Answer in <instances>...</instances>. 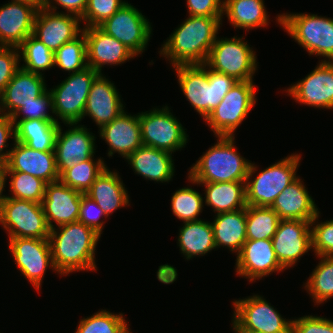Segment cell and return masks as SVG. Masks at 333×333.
<instances>
[{
	"instance_id": "1",
	"label": "cell",
	"mask_w": 333,
	"mask_h": 333,
	"mask_svg": "<svg viewBox=\"0 0 333 333\" xmlns=\"http://www.w3.org/2000/svg\"><path fill=\"white\" fill-rule=\"evenodd\" d=\"M222 18L189 15L162 45L160 55L170 60L173 67L206 63Z\"/></svg>"
},
{
	"instance_id": "2",
	"label": "cell",
	"mask_w": 333,
	"mask_h": 333,
	"mask_svg": "<svg viewBox=\"0 0 333 333\" xmlns=\"http://www.w3.org/2000/svg\"><path fill=\"white\" fill-rule=\"evenodd\" d=\"M57 228H52L49 235L57 273L68 275L74 271H97L95 250L101 236L78 221Z\"/></svg>"
},
{
	"instance_id": "3",
	"label": "cell",
	"mask_w": 333,
	"mask_h": 333,
	"mask_svg": "<svg viewBox=\"0 0 333 333\" xmlns=\"http://www.w3.org/2000/svg\"><path fill=\"white\" fill-rule=\"evenodd\" d=\"M173 68L184 96L203 119L222 102L237 82L234 77L216 72L205 63Z\"/></svg>"
},
{
	"instance_id": "4",
	"label": "cell",
	"mask_w": 333,
	"mask_h": 333,
	"mask_svg": "<svg viewBox=\"0 0 333 333\" xmlns=\"http://www.w3.org/2000/svg\"><path fill=\"white\" fill-rule=\"evenodd\" d=\"M211 146L188 171L196 183L246 182L251 161L236 150L234 136H217Z\"/></svg>"
},
{
	"instance_id": "5",
	"label": "cell",
	"mask_w": 333,
	"mask_h": 333,
	"mask_svg": "<svg viewBox=\"0 0 333 333\" xmlns=\"http://www.w3.org/2000/svg\"><path fill=\"white\" fill-rule=\"evenodd\" d=\"M317 15L283 13L278 14L276 21L309 55L333 62V18Z\"/></svg>"
},
{
	"instance_id": "6",
	"label": "cell",
	"mask_w": 333,
	"mask_h": 333,
	"mask_svg": "<svg viewBox=\"0 0 333 333\" xmlns=\"http://www.w3.org/2000/svg\"><path fill=\"white\" fill-rule=\"evenodd\" d=\"M300 160L299 154L288 155L259 172L253 179L258 166L250 163L245 182L246 204L270 207L276 197L298 177L296 172Z\"/></svg>"
},
{
	"instance_id": "7",
	"label": "cell",
	"mask_w": 333,
	"mask_h": 333,
	"mask_svg": "<svg viewBox=\"0 0 333 333\" xmlns=\"http://www.w3.org/2000/svg\"><path fill=\"white\" fill-rule=\"evenodd\" d=\"M253 81H237L222 102L204 119L216 136H235L234 132L256 103Z\"/></svg>"
},
{
	"instance_id": "8",
	"label": "cell",
	"mask_w": 333,
	"mask_h": 333,
	"mask_svg": "<svg viewBox=\"0 0 333 333\" xmlns=\"http://www.w3.org/2000/svg\"><path fill=\"white\" fill-rule=\"evenodd\" d=\"M257 56L243 36L220 39L211 47L206 65L219 73L234 77L237 81H253L257 70Z\"/></svg>"
},
{
	"instance_id": "9",
	"label": "cell",
	"mask_w": 333,
	"mask_h": 333,
	"mask_svg": "<svg viewBox=\"0 0 333 333\" xmlns=\"http://www.w3.org/2000/svg\"><path fill=\"white\" fill-rule=\"evenodd\" d=\"M68 75L59 85L49 90L54 115L65 125L78 124L83 119L89 91L99 73L88 66Z\"/></svg>"
},
{
	"instance_id": "10",
	"label": "cell",
	"mask_w": 333,
	"mask_h": 333,
	"mask_svg": "<svg viewBox=\"0 0 333 333\" xmlns=\"http://www.w3.org/2000/svg\"><path fill=\"white\" fill-rule=\"evenodd\" d=\"M233 303V331L256 333H291L292 320L281 314L260 295H253Z\"/></svg>"
},
{
	"instance_id": "11",
	"label": "cell",
	"mask_w": 333,
	"mask_h": 333,
	"mask_svg": "<svg viewBox=\"0 0 333 333\" xmlns=\"http://www.w3.org/2000/svg\"><path fill=\"white\" fill-rule=\"evenodd\" d=\"M0 224L11 238L49 239L47 224L41 203L7 197L0 208Z\"/></svg>"
},
{
	"instance_id": "12",
	"label": "cell",
	"mask_w": 333,
	"mask_h": 333,
	"mask_svg": "<svg viewBox=\"0 0 333 333\" xmlns=\"http://www.w3.org/2000/svg\"><path fill=\"white\" fill-rule=\"evenodd\" d=\"M170 111L166 105L138 113L143 145L171 154L185 147L188 143L186 129Z\"/></svg>"
},
{
	"instance_id": "13",
	"label": "cell",
	"mask_w": 333,
	"mask_h": 333,
	"mask_svg": "<svg viewBox=\"0 0 333 333\" xmlns=\"http://www.w3.org/2000/svg\"><path fill=\"white\" fill-rule=\"evenodd\" d=\"M98 27L137 56L144 52L152 34L149 19L128 2Z\"/></svg>"
},
{
	"instance_id": "14",
	"label": "cell",
	"mask_w": 333,
	"mask_h": 333,
	"mask_svg": "<svg viewBox=\"0 0 333 333\" xmlns=\"http://www.w3.org/2000/svg\"><path fill=\"white\" fill-rule=\"evenodd\" d=\"M8 249L17 268L38 291L48 267L57 272L51 255L49 239L11 238Z\"/></svg>"
},
{
	"instance_id": "15",
	"label": "cell",
	"mask_w": 333,
	"mask_h": 333,
	"mask_svg": "<svg viewBox=\"0 0 333 333\" xmlns=\"http://www.w3.org/2000/svg\"><path fill=\"white\" fill-rule=\"evenodd\" d=\"M271 240L279 263L285 269L291 268L312 250L311 221L280 220Z\"/></svg>"
},
{
	"instance_id": "16",
	"label": "cell",
	"mask_w": 333,
	"mask_h": 333,
	"mask_svg": "<svg viewBox=\"0 0 333 333\" xmlns=\"http://www.w3.org/2000/svg\"><path fill=\"white\" fill-rule=\"evenodd\" d=\"M285 91L298 103L333 109V62H319L310 74Z\"/></svg>"
},
{
	"instance_id": "17",
	"label": "cell",
	"mask_w": 333,
	"mask_h": 333,
	"mask_svg": "<svg viewBox=\"0 0 333 333\" xmlns=\"http://www.w3.org/2000/svg\"><path fill=\"white\" fill-rule=\"evenodd\" d=\"M80 23L81 18L74 14L39 8L34 20L33 35L55 53L64 43L82 33Z\"/></svg>"
},
{
	"instance_id": "18",
	"label": "cell",
	"mask_w": 333,
	"mask_h": 333,
	"mask_svg": "<svg viewBox=\"0 0 333 333\" xmlns=\"http://www.w3.org/2000/svg\"><path fill=\"white\" fill-rule=\"evenodd\" d=\"M67 125L70 129L64 132L59 127L55 141L54 153L60 176L80 161L92 158L96 152V137L87 127L77 123Z\"/></svg>"
},
{
	"instance_id": "19",
	"label": "cell",
	"mask_w": 333,
	"mask_h": 333,
	"mask_svg": "<svg viewBox=\"0 0 333 333\" xmlns=\"http://www.w3.org/2000/svg\"><path fill=\"white\" fill-rule=\"evenodd\" d=\"M236 273L249 282L286 270L278 261L271 239L246 240L236 258Z\"/></svg>"
},
{
	"instance_id": "20",
	"label": "cell",
	"mask_w": 333,
	"mask_h": 333,
	"mask_svg": "<svg viewBox=\"0 0 333 333\" xmlns=\"http://www.w3.org/2000/svg\"><path fill=\"white\" fill-rule=\"evenodd\" d=\"M5 172H23L43 180L46 184L59 181L54 151H38L14 141Z\"/></svg>"
},
{
	"instance_id": "21",
	"label": "cell",
	"mask_w": 333,
	"mask_h": 333,
	"mask_svg": "<svg viewBox=\"0 0 333 333\" xmlns=\"http://www.w3.org/2000/svg\"><path fill=\"white\" fill-rule=\"evenodd\" d=\"M82 194L60 180L46 184L41 204L50 229L78 221Z\"/></svg>"
},
{
	"instance_id": "22",
	"label": "cell",
	"mask_w": 333,
	"mask_h": 333,
	"mask_svg": "<svg viewBox=\"0 0 333 333\" xmlns=\"http://www.w3.org/2000/svg\"><path fill=\"white\" fill-rule=\"evenodd\" d=\"M86 37L87 64L99 74L104 65H120L136 56L119 40L106 34L99 27L83 28Z\"/></svg>"
},
{
	"instance_id": "23",
	"label": "cell",
	"mask_w": 333,
	"mask_h": 333,
	"mask_svg": "<svg viewBox=\"0 0 333 333\" xmlns=\"http://www.w3.org/2000/svg\"><path fill=\"white\" fill-rule=\"evenodd\" d=\"M37 11L35 5L13 0L0 7V46L18 48L33 34Z\"/></svg>"
},
{
	"instance_id": "24",
	"label": "cell",
	"mask_w": 333,
	"mask_h": 333,
	"mask_svg": "<svg viewBox=\"0 0 333 333\" xmlns=\"http://www.w3.org/2000/svg\"><path fill=\"white\" fill-rule=\"evenodd\" d=\"M124 107L114 83L101 73L92 83L83 118L91 117L98 128H101L123 113Z\"/></svg>"
},
{
	"instance_id": "25",
	"label": "cell",
	"mask_w": 333,
	"mask_h": 333,
	"mask_svg": "<svg viewBox=\"0 0 333 333\" xmlns=\"http://www.w3.org/2000/svg\"><path fill=\"white\" fill-rule=\"evenodd\" d=\"M98 132L100 138L109 146L107 153L109 157L119 153L126 159L143 145L138 114L132 116L124 111L113 121L101 127Z\"/></svg>"
},
{
	"instance_id": "26",
	"label": "cell",
	"mask_w": 333,
	"mask_h": 333,
	"mask_svg": "<svg viewBox=\"0 0 333 333\" xmlns=\"http://www.w3.org/2000/svg\"><path fill=\"white\" fill-rule=\"evenodd\" d=\"M46 86L43 75L20 68L0 96V113L12 117L24 105L42 95L47 90Z\"/></svg>"
},
{
	"instance_id": "27",
	"label": "cell",
	"mask_w": 333,
	"mask_h": 333,
	"mask_svg": "<svg viewBox=\"0 0 333 333\" xmlns=\"http://www.w3.org/2000/svg\"><path fill=\"white\" fill-rule=\"evenodd\" d=\"M270 207L280 220L312 221L319 212L300 177L289 184Z\"/></svg>"
},
{
	"instance_id": "28",
	"label": "cell",
	"mask_w": 333,
	"mask_h": 333,
	"mask_svg": "<svg viewBox=\"0 0 333 333\" xmlns=\"http://www.w3.org/2000/svg\"><path fill=\"white\" fill-rule=\"evenodd\" d=\"M172 154L153 147L142 145L126 160L136 174L147 180L170 182L174 176L175 167Z\"/></svg>"
},
{
	"instance_id": "29",
	"label": "cell",
	"mask_w": 333,
	"mask_h": 333,
	"mask_svg": "<svg viewBox=\"0 0 333 333\" xmlns=\"http://www.w3.org/2000/svg\"><path fill=\"white\" fill-rule=\"evenodd\" d=\"M118 172L106 167L85 193L93 199L108 217L114 211L129 206V195Z\"/></svg>"
},
{
	"instance_id": "30",
	"label": "cell",
	"mask_w": 333,
	"mask_h": 333,
	"mask_svg": "<svg viewBox=\"0 0 333 333\" xmlns=\"http://www.w3.org/2000/svg\"><path fill=\"white\" fill-rule=\"evenodd\" d=\"M215 216L211 225L216 248L223 246L238 254L247 240L246 208Z\"/></svg>"
},
{
	"instance_id": "31",
	"label": "cell",
	"mask_w": 333,
	"mask_h": 333,
	"mask_svg": "<svg viewBox=\"0 0 333 333\" xmlns=\"http://www.w3.org/2000/svg\"><path fill=\"white\" fill-rule=\"evenodd\" d=\"M192 184L205 186L204 202L211 206L215 214L231 212L247 207L245 182L196 183L188 176Z\"/></svg>"
},
{
	"instance_id": "32",
	"label": "cell",
	"mask_w": 333,
	"mask_h": 333,
	"mask_svg": "<svg viewBox=\"0 0 333 333\" xmlns=\"http://www.w3.org/2000/svg\"><path fill=\"white\" fill-rule=\"evenodd\" d=\"M179 230L177 243L185 259L203 256L216 249L211 222L203 220L184 222Z\"/></svg>"
},
{
	"instance_id": "33",
	"label": "cell",
	"mask_w": 333,
	"mask_h": 333,
	"mask_svg": "<svg viewBox=\"0 0 333 333\" xmlns=\"http://www.w3.org/2000/svg\"><path fill=\"white\" fill-rule=\"evenodd\" d=\"M60 122L23 120L15 125V141L38 151H54Z\"/></svg>"
},
{
	"instance_id": "34",
	"label": "cell",
	"mask_w": 333,
	"mask_h": 333,
	"mask_svg": "<svg viewBox=\"0 0 333 333\" xmlns=\"http://www.w3.org/2000/svg\"><path fill=\"white\" fill-rule=\"evenodd\" d=\"M223 14H226L233 28L246 31L265 27L269 23L264 0H224Z\"/></svg>"
},
{
	"instance_id": "35",
	"label": "cell",
	"mask_w": 333,
	"mask_h": 333,
	"mask_svg": "<svg viewBox=\"0 0 333 333\" xmlns=\"http://www.w3.org/2000/svg\"><path fill=\"white\" fill-rule=\"evenodd\" d=\"M279 221L278 214L271 207L247 205V240L272 239L276 233Z\"/></svg>"
},
{
	"instance_id": "36",
	"label": "cell",
	"mask_w": 333,
	"mask_h": 333,
	"mask_svg": "<svg viewBox=\"0 0 333 333\" xmlns=\"http://www.w3.org/2000/svg\"><path fill=\"white\" fill-rule=\"evenodd\" d=\"M20 59L24 61L20 68L27 72L43 75V71L54 67L55 56L44 43L33 34L28 36L18 47ZM42 71V72H40Z\"/></svg>"
},
{
	"instance_id": "37",
	"label": "cell",
	"mask_w": 333,
	"mask_h": 333,
	"mask_svg": "<svg viewBox=\"0 0 333 333\" xmlns=\"http://www.w3.org/2000/svg\"><path fill=\"white\" fill-rule=\"evenodd\" d=\"M319 259L320 263L304 284L315 305L333 297V256H321Z\"/></svg>"
},
{
	"instance_id": "38",
	"label": "cell",
	"mask_w": 333,
	"mask_h": 333,
	"mask_svg": "<svg viewBox=\"0 0 333 333\" xmlns=\"http://www.w3.org/2000/svg\"><path fill=\"white\" fill-rule=\"evenodd\" d=\"M94 157L82 160L72 168L67 169L61 176L60 181L68 187L85 194L94 183L95 179L107 167L101 157L96 161Z\"/></svg>"
},
{
	"instance_id": "39",
	"label": "cell",
	"mask_w": 333,
	"mask_h": 333,
	"mask_svg": "<svg viewBox=\"0 0 333 333\" xmlns=\"http://www.w3.org/2000/svg\"><path fill=\"white\" fill-rule=\"evenodd\" d=\"M124 314L100 310L79 321L75 333H129Z\"/></svg>"
},
{
	"instance_id": "40",
	"label": "cell",
	"mask_w": 333,
	"mask_h": 333,
	"mask_svg": "<svg viewBox=\"0 0 333 333\" xmlns=\"http://www.w3.org/2000/svg\"><path fill=\"white\" fill-rule=\"evenodd\" d=\"M54 66L69 73H75L88 67L86 37L82 32L74 40L64 43L55 53Z\"/></svg>"
},
{
	"instance_id": "41",
	"label": "cell",
	"mask_w": 333,
	"mask_h": 333,
	"mask_svg": "<svg viewBox=\"0 0 333 333\" xmlns=\"http://www.w3.org/2000/svg\"><path fill=\"white\" fill-rule=\"evenodd\" d=\"M203 201L202 194L191 187L178 189L171 198L172 212L175 217L184 222L201 220L197 217L202 213Z\"/></svg>"
},
{
	"instance_id": "42",
	"label": "cell",
	"mask_w": 333,
	"mask_h": 333,
	"mask_svg": "<svg viewBox=\"0 0 333 333\" xmlns=\"http://www.w3.org/2000/svg\"><path fill=\"white\" fill-rule=\"evenodd\" d=\"M5 174L6 177L11 176L9 192L12 196L7 197L42 203L46 186L43 180L23 172H5Z\"/></svg>"
},
{
	"instance_id": "43",
	"label": "cell",
	"mask_w": 333,
	"mask_h": 333,
	"mask_svg": "<svg viewBox=\"0 0 333 333\" xmlns=\"http://www.w3.org/2000/svg\"><path fill=\"white\" fill-rule=\"evenodd\" d=\"M52 111L54 115L53 100L49 90H46L42 95L37 97L33 102L24 105L13 116L12 121L16 125L19 121L23 120H46L51 122H58L47 110ZM21 113L23 116L20 118ZM19 118V119H18Z\"/></svg>"
},
{
	"instance_id": "44",
	"label": "cell",
	"mask_w": 333,
	"mask_h": 333,
	"mask_svg": "<svg viewBox=\"0 0 333 333\" xmlns=\"http://www.w3.org/2000/svg\"><path fill=\"white\" fill-rule=\"evenodd\" d=\"M126 3L125 0H88L84 14L81 17V22H85L83 28L98 27Z\"/></svg>"
},
{
	"instance_id": "45",
	"label": "cell",
	"mask_w": 333,
	"mask_h": 333,
	"mask_svg": "<svg viewBox=\"0 0 333 333\" xmlns=\"http://www.w3.org/2000/svg\"><path fill=\"white\" fill-rule=\"evenodd\" d=\"M319 213L311 221L312 250L317 257L333 256V220L318 223Z\"/></svg>"
},
{
	"instance_id": "46",
	"label": "cell",
	"mask_w": 333,
	"mask_h": 333,
	"mask_svg": "<svg viewBox=\"0 0 333 333\" xmlns=\"http://www.w3.org/2000/svg\"><path fill=\"white\" fill-rule=\"evenodd\" d=\"M107 217L97 203L86 194H82L78 222L83 223L101 236L103 224L100 218ZM100 219V220H99Z\"/></svg>"
},
{
	"instance_id": "47",
	"label": "cell",
	"mask_w": 333,
	"mask_h": 333,
	"mask_svg": "<svg viewBox=\"0 0 333 333\" xmlns=\"http://www.w3.org/2000/svg\"><path fill=\"white\" fill-rule=\"evenodd\" d=\"M20 55L17 47L0 46V96L5 87L20 69Z\"/></svg>"
},
{
	"instance_id": "48",
	"label": "cell",
	"mask_w": 333,
	"mask_h": 333,
	"mask_svg": "<svg viewBox=\"0 0 333 333\" xmlns=\"http://www.w3.org/2000/svg\"><path fill=\"white\" fill-rule=\"evenodd\" d=\"M291 333H333V320L313 315L295 318Z\"/></svg>"
},
{
	"instance_id": "49",
	"label": "cell",
	"mask_w": 333,
	"mask_h": 333,
	"mask_svg": "<svg viewBox=\"0 0 333 333\" xmlns=\"http://www.w3.org/2000/svg\"><path fill=\"white\" fill-rule=\"evenodd\" d=\"M189 15L198 17H223L224 0H187Z\"/></svg>"
},
{
	"instance_id": "50",
	"label": "cell",
	"mask_w": 333,
	"mask_h": 333,
	"mask_svg": "<svg viewBox=\"0 0 333 333\" xmlns=\"http://www.w3.org/2000/svg\"><path fill=\"white\" fill-rule=\"evenodd\" d=\"M15 136V125L12 121V117L0 113V167L7 166L11 151V149H8L7 151V148L9 146L7 144V141L10 137L13 138V140L15 141ZM3 150H5L6 152H3Z\"/></svg>"
},
{
	"instance_id": "51",
	"label": "cell",
	"mask_w": 333,
	"mask_h": 333,
	"mask_svg": "<svg viewBox=\"0 0 333 333\" xmlns=\"http://www.w3.org/2000/svg\"><path fill=\"white\" fill-rule=\"evenodd\" d=\"M87 1L88 0H45L44 8L49 11L56 12L57 6L55 5H58L65 9V11L67 10V13L74 14L81 18L86 9Z\"/></svg>"
},
{
	"instance_id": "52",
	"label": "cell",
	"mask_w": 333,
	"mask_h": 333,
	"mask_svg": "<svg viewBox=\"0 0 333 333\" xmlns=\"http://www.w3.org/2000/svg\"><path fill=\"white\" fill-rule=\"evenodd\" d=\"M6 174H5V167H0V208H1V205L4 203L5 199L7 198V195H2L3 191H4V187L5 184H6Z\"/></svg>"
},
{
	"instance_id": "53",
	"label": "cell",
	"mask_w": 333,
	"mask_h": 333,
	"mask_svg": "<svg viewBox=\"0 0 333 333\" xmlns=\"http://www.w3.org/2000/svg\"><path fill=\"white\" fill-rule=\"evenodd\" d=\"M13 1L27 2L32 5H35L38 9L43 8L45 4V0H13Z\"/></svg>"
},
{
	"instance_id": "54",
	"label": "cell",
	"mask_w": 333,
	"mask_h": 333,
	"mask_svg": "<svg viewBox=\"0 0 333 333\" xmlns=\"http://www.w3.org/2000/svg\"><path fill=\"white\" fill-rule=\"evenodd\" d=\"M234 333H256V332H249V331H235Z\"/></svg>"
}]
</instances>
